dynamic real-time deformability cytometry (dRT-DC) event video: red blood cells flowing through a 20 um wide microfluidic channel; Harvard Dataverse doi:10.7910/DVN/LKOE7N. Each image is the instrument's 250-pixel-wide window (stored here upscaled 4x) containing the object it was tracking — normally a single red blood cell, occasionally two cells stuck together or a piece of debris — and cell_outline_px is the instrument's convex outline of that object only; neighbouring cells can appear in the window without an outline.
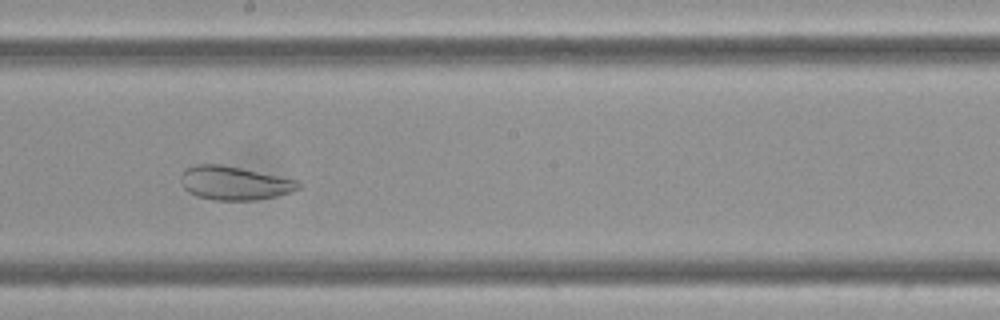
{"species": "Egyptian fruit bat (a non-hibernating species)", "species_latin": "Rousettus aegyptiacus", "temperature_condition": "cold", "stored_images_in_passage": 9, "camera_frame_rate_fps": 3000, "um_per_image_px": 0.085, "frame": {"image": 1, "passage_image": 8, "time_ms": 2.333, "image_size_px": [1000, 320], "cell_outline_px": [[304, 184], [300, 188], [276, 196], [256, 200], [212, 200], [196, 196], [188, 192], [184, 188], [180, 180], [180, 176], [184, 168], [196, 164], [220, 164], [300, 180]], "centroid_in_image_um": [19.91, 15.56], "position_along_channel_um": 228.3, "area_um2": 23.29}}